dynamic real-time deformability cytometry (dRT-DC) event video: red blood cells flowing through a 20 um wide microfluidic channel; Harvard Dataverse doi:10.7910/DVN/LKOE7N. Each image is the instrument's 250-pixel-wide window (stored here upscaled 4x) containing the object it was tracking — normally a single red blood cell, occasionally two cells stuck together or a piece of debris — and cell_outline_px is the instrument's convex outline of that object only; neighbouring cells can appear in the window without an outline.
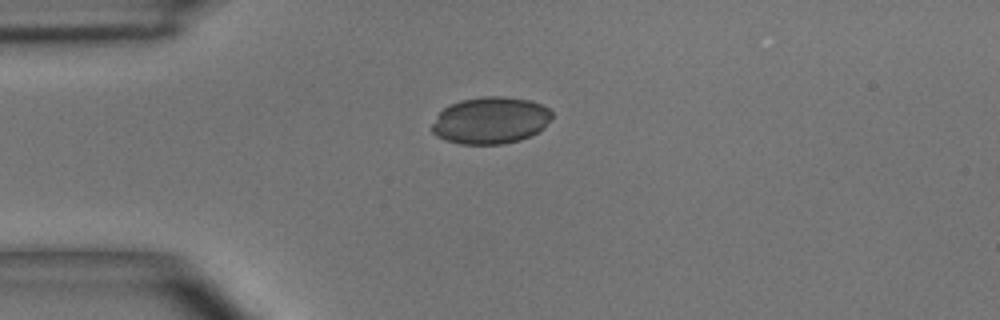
{"species": "common noctule bat (a hibernating species)", "species_latin": "Nyctalus noctula", "temperature_condition": "room temperature", "stored_images_in_passage": 3, "camera_frame_rate_fps": 3000, "um_per_image_px": 0.085, "animal": {"sex": "male", "body_mass_g": 15.6}, "frame": {"image": 1, "passage_image": 1, "time_ms": 0.0, "image_size_px": [1000, 320], "cell_outline_px": [[552, 116], [544, 128], [520, 140], [500, 144], [460, 144], [444, 140], [436, 136], [432, 132], [432, 124], [436, 116], [448, 104], [460, 100], [480, 96], [504, 96], [528, 100], [540, 104], [548, 108], [552, 112]], "centroid_in_image_um": [41.66, 10.23], "position_along_channel_um": 43.3, "area_um2": 32.89}}
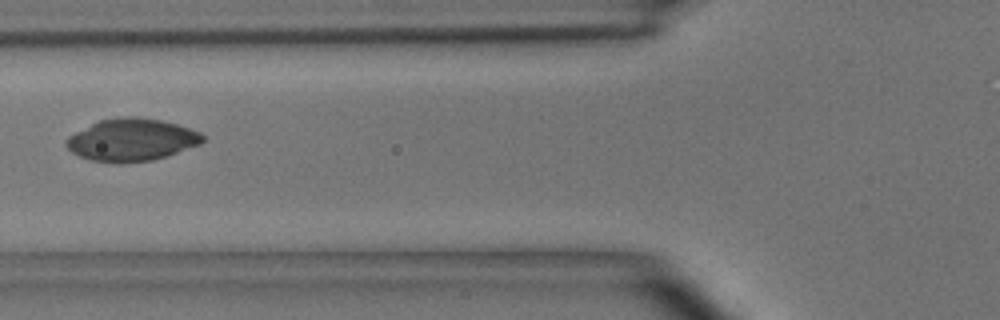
{"frame": {"image": 2, "passage_image": 3, "time_ms": 2.333, "image_size_px": [1000, 320], "cell_outline_px": [[204, 140], [200, 144], [152, 160], [116, 164], [88, 160], [72, 152], [64, 144], [64, 140], [68, 136], [100, 120], [128, 116], [136, 116], [160, 120], [176, 124], [200, 132], [204, 136]], "centroid_in_image_um": [11.15, 11.9], "position_along_channel_um": 114.7, "area_um2": 33.52}}